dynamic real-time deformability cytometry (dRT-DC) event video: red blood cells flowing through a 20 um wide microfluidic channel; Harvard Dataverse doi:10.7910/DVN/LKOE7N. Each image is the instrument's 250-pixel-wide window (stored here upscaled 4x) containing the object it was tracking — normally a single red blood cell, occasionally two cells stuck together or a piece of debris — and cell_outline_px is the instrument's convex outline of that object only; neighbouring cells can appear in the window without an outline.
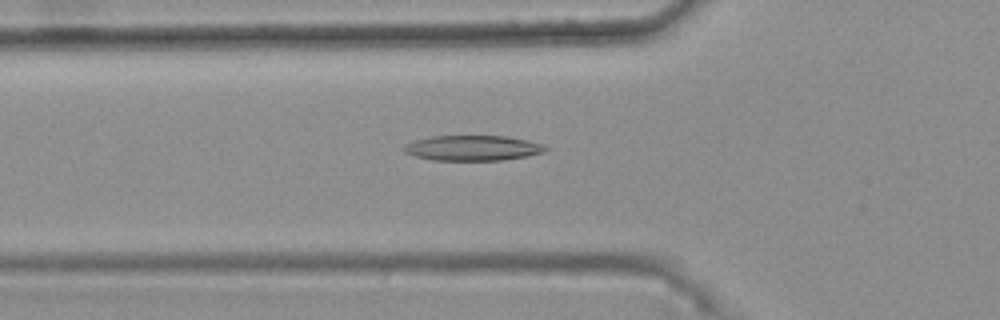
{"species": "common noctule bat (a hibernating species)", "species_latin": "Nyctalus noctula", "temperature_condition": "warm", "stored_images_in_passage": 42, "camera_frame_rate_fps": 3000, "um_per_image_px": 0.085, "animal": {"sex": "female", "body_mass_g": 25.1}, "frame": {"image": 1, "passage_image": 13, "time_ms": 4.0, "image_size_px": [1000, 320], "cell_outline_px": [[548, 148], [544, 152], [528, 156], [504, 160], [432, 160], [416, 156], [404, 152], [400, 148], [404, 144], [416, 140], [432, 136], [508, 136], [528, 140], [540, 144]], "centroid_in_image_um": [40.16, 12.58], "position_along_channel_um": 85.6, "area_um2": 20.87}}
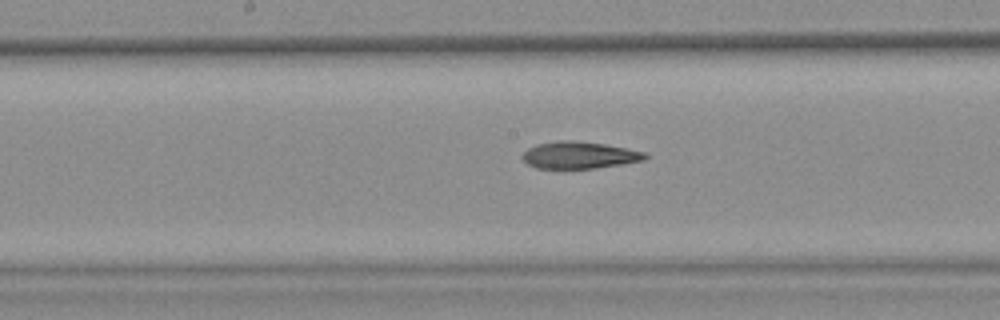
{"frame": {"image": 2, "passage_image": 22, "time_ms": 7.0, "image_size_px": [1000, 320], "cell_outline_px": [[648, 156], [644, 160], [596, 168], [536, 168], [528, 164], [520, 156], [528, 148], [536, 144], [556, 140], [572, 140], [604, 144], [628, 148], [644, 152]], "centroid_in_image_um": [49.21, 13.17], "position_along_channel_um": 199.0, "area_um2": 19.25}}
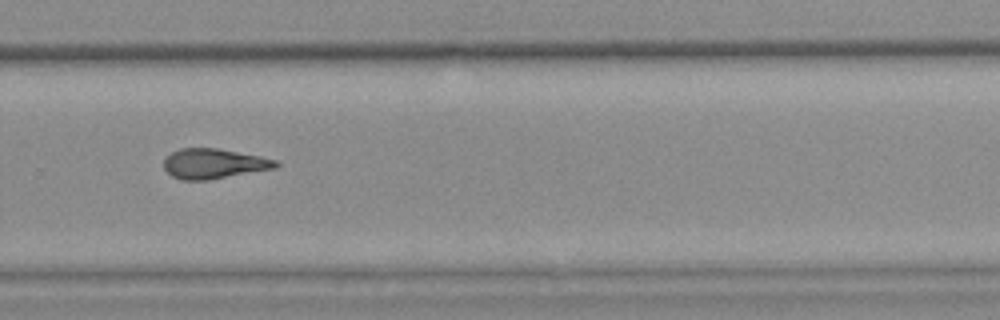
{"frame": {"image": 3, "passage_image": 31, "time_ms": 10.0, "image_size_px": [1000, 320], "cell_outline_px": [[280, 164], [276, 168], [208, 180], [180, 180], [172, 176], [164, 168], [164, 160], [172, 152], [180, 148], [216, 148], [260, 156], [276, 160]], "centroid_in_image_um": [18.17, 13.91], "position_along_channel_um": 311.6, "area_um2": 19.48}, "authors_computed_cell_mechanics": {"area_um2": 19.7676, "velocity_mm_per_s": 3.7663, "shape_relaxation_time_tau1_ms": null, "shape_relaxation_time_tau2_ms": 7.4798, "deformation_change_tau1": null, "deformation_change_tau2": 0.2193}}